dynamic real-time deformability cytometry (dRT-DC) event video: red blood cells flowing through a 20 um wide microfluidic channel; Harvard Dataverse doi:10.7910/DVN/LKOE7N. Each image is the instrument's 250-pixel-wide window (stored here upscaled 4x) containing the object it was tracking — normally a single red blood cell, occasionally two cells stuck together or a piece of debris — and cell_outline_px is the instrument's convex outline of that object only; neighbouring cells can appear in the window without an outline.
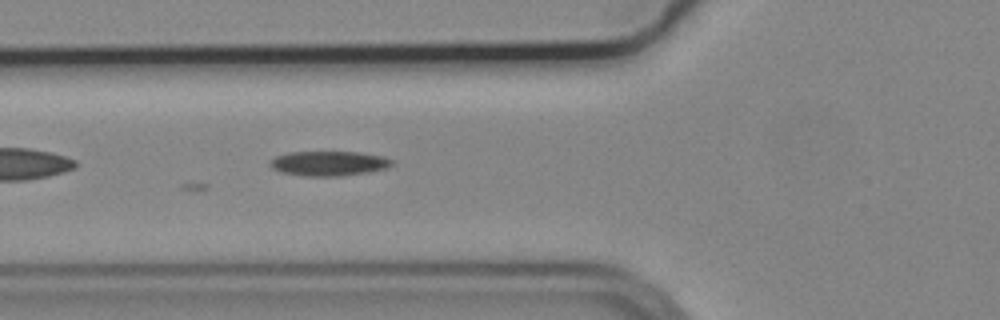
{"species": "common noctule bat (a hibernating species)", "species_latin": "Nyctalus noctula", "temperature_condition": "cold", "stored_images_in_passage": 13, "camera_frame_rate_fps": 3000, "um_per_image_px": 0.085, "animal": {"sex": "male", "body_mass_g": 19.2, "forearm_length_mm": 51.8}, "frame": {"image": 1, "passage_image": 11, "time_ms": 3.333, "image_size_px": [1000, 320], "cell_outline_px": [[392, 164], [384, 168], [364, 172], [340, 176], [308, 176], [284, 172], [272, 168], [272, 160], [276, 156], [288, 152], [356, 152], [380, 156], [392, 160]], "centroid_in_image_um": [27.92, 13.88], "position_along_channel_um": 97.9, "area_um2": 16.94}}